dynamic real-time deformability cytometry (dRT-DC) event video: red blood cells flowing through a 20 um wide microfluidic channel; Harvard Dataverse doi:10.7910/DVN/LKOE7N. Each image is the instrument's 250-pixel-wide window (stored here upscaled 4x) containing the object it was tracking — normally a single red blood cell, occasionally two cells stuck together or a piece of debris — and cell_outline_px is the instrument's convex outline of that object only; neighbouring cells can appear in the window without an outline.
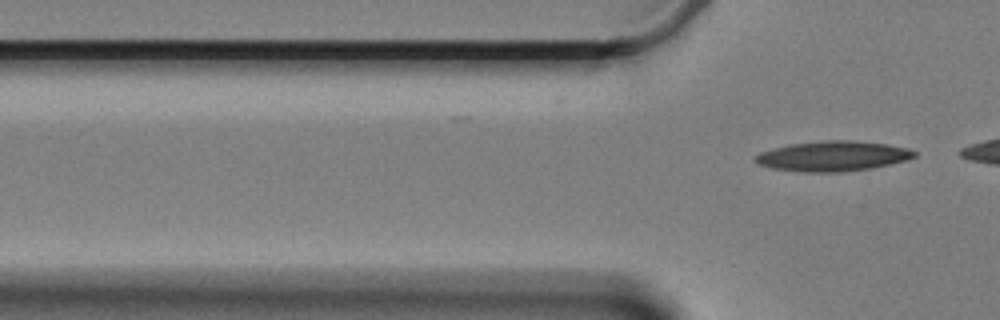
{"species": "Egyptian fruit bat (a non-hibernating species)", "species_latin": "Rousettus aegyptiacus", "temperature_condition": "cold", "stored_images_in_passage": 3, "camera_frame_rate_fps": 3000, "um_per_image_px": 0.085, "animal": {"sex": "female"}, "frame": {"image": 1, "passage_image": 3, "time_ms": 2.333, "image_size_px": [1000, 320], "cell_outline_px": [[916, 156], [908, 160], [872, 168], [840, 172], [804, 172], [772, 168], [760, 164], [752, 160], [760, 152], [772, 148], [792, 144], [824, 140], [856, 140], [884, 144], [908, 148], [916, 152]], "centroid_in_image_um": [70.8, 13.27], "position_along_channel_um": 55.0, "area_um2": 27.86}}